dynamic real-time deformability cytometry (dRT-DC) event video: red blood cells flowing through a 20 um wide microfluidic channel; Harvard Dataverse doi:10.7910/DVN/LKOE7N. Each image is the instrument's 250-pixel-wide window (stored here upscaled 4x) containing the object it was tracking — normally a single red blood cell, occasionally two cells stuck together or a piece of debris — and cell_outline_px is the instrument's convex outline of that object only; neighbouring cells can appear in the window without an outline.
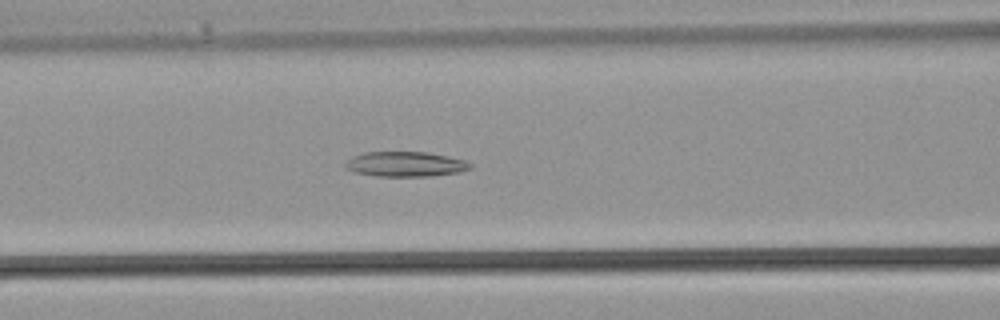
{"species": "common noctule bat (a hibernating species)", "species_latin": "Nyctalus noctula", "temperature_condition": "warm", "stored_images_in_passage": 35, "camera_frame_rate_fps": 3000, "um_per_image_px": 0.085, "animal": {"sex": "male", "body_mass_g": 21.5, "forearm_length_mm": 52.0}, "frame": {"image": 1, "passage_image": 14, "time_ms": 4.333, "image_size_px": [1000, 320], "cell_outline_px": [[472, 168], [460, 172], [432, 176], [376, 176], [352, 172], [344, 168], [344, 164], [352, 156], [364, 152], [428, 152], [448, 156], [464, 160], [472, 164]], "centroid_in_image_um": [34.44, 13.95], "position_along_channel_um": 132.2, "area_um2": 18.38}}
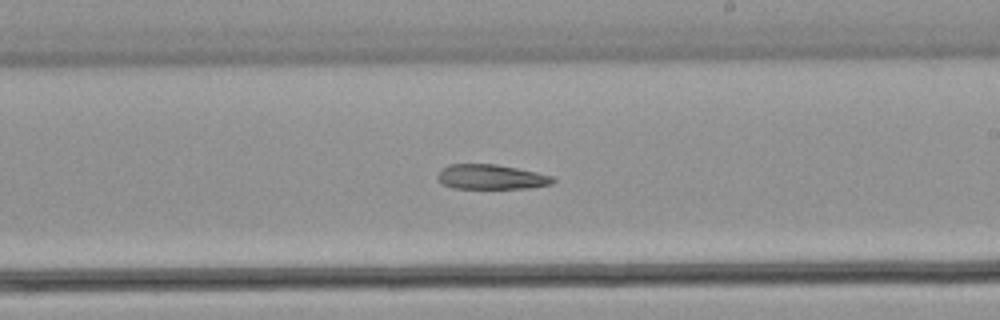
{"frame": {"image": 2, "passage_image": 20, "time_ms": 6.333, "image_size_px": [1000, 320], "cell_outline_px": [[556, 180], [552, 184], [528, 188], [452, 188], [440, 184], [436, 176], [440, 168], [448, 164], [496, 164], [536, 172], [552, 176]], "centroid_in_image_um": [41.68, 15.04], "position_along_channel_um": 247.3, "area_um2": 16.82}}
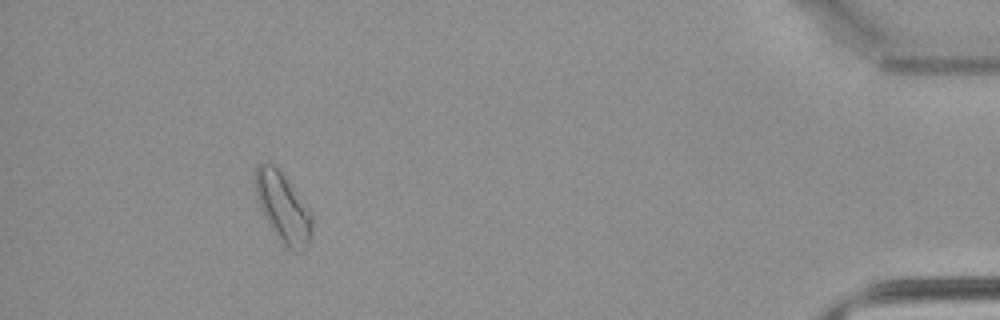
{"frame": {"image": 3, "passage_image": 32, "time_ms": 10.333, "image_size_px": [1000, 320], "cell_outline_px": [[312, 232], [308, 244], [300, 252], [292, 252], [284, 248], [272, 228], [260, 204], [256, 192], [256, 164], [272, 164], [284, 176], [308, 208], [312, 216]], "centroid_in_image_um": [24.1, 17.71], "position_along_channel_um": 411.1, "area_um2": 22.2}}